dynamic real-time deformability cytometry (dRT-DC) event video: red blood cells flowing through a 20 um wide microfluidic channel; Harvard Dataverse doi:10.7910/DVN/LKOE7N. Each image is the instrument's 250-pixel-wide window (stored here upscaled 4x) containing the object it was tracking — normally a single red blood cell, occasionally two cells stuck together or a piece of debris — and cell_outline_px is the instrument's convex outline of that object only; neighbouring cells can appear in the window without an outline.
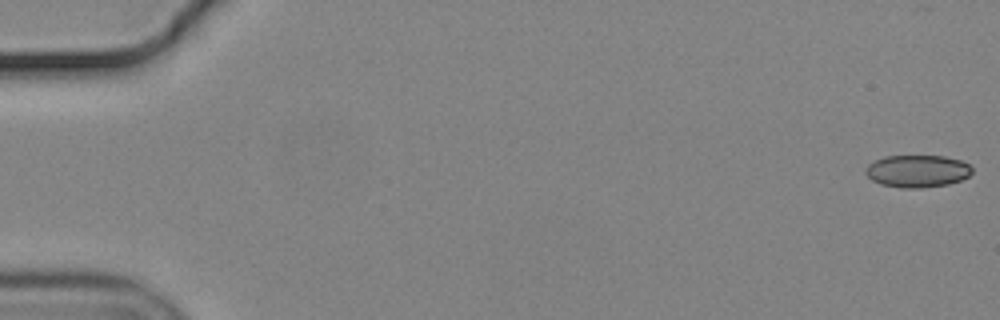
{"species": "common noctule bat (a hibernating species)", "species_latin": "Nyctalus noctula", "temperature_condition": "cold", "stored_images_in_passage": 57, "camera_frame_rate_fps": 3000, "um_per_image_px": 0.085, "animal": {"sex": "male", "body_mass_g": 19.2, "forearm_length_mm": 51.8}, "frame": {"image": 1, "passage_image": 1, "time_ms": 0.0, "image_size_px": [1000, 320], "cell_outline_px": [[972, 172], [968, 176], [960, 180], [948, 184], [920, 188], [900, 188], [880, 184], [872, 180], [864, 172], [864, 168], [868, 164], [884, 156], [944, 156], [960, 160], [968, 164], [972, 168]], "centroid_in_image_um": [77.94, 14.55], "position_along_channel_um": 7.1, "area_um2": 20.11}}
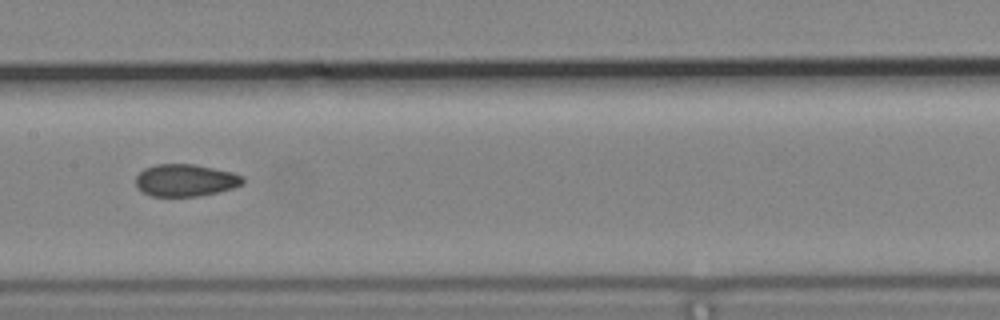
{"frame": {"image": 2, "passage_image": 29, "time_ms": 9.333, "image_size_px": [1000, 320], "cell_outline_px": [[244, 184], [232, 188], [200, 196], [152, 196], [136, 188], [136, 176], [144, 168], [156, 164], [192, 164], [232, 172], [244, 176]], "centroid_in_image_um": [15.76, 15.32], "position_along_channel_um": 191.6, "area_um2": 20.06}}
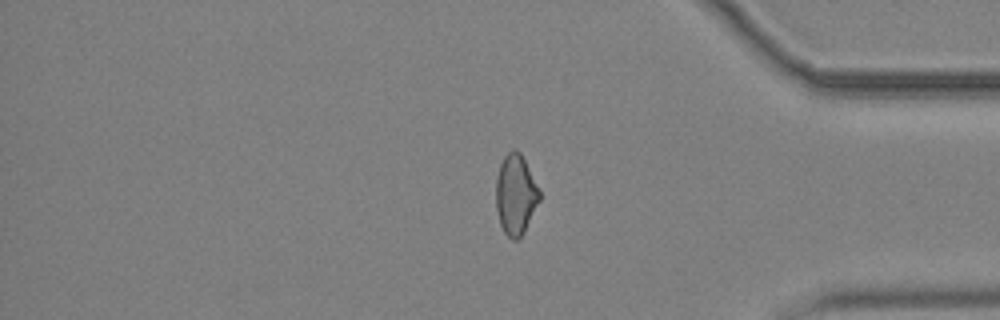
{"frame": {"image": 3, "passage_image": 47, "time_ms": 15.333, "image_size_px": [1000, 320], "cell_outline_px": [[540, 200], [524, 232], [516, 240], [512, 240], [504, 232], [500, 224], [496, 208], [496, 176], [500, 164], [504, 156], [512, 148], [516, 148], [520, 152], [540, 192]], "centroid_in_image_um": [43.81, 16.53], "position_along_channel_um": 391.4, "area_um2": 20.23}}